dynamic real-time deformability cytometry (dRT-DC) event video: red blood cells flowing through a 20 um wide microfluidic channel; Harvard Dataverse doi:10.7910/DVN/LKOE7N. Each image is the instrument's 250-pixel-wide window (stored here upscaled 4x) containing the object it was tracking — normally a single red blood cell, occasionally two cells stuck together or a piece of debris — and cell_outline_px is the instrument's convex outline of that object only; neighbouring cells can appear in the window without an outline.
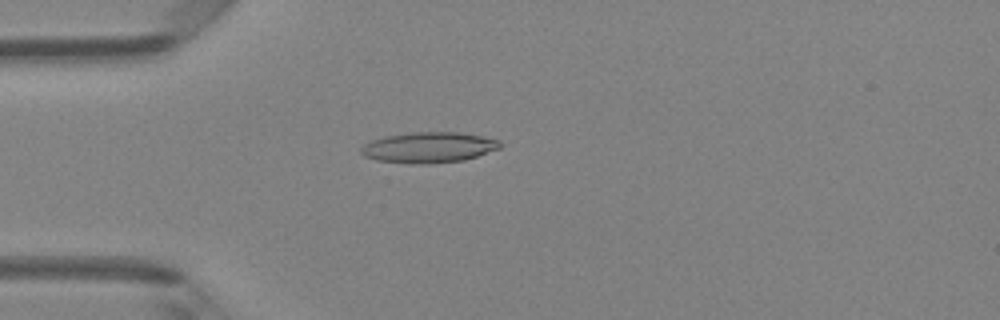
{"species": "Egyptian fruit bat (a non-hibernating species)", "species_latin": "Rousettus aegyptiacus", "temperature_condition": "room temperature", "stored_images_in_passage": 2, "camera_frame_rate_fps": 3000, "um_per_image_px": 0.085, "animal": {"sex": "female"}, "frame": {"image": 1, "passage_image": 1, "time_ms": 0.0, "image_size_px": [1000, 320], "cell_outline_px": [[500, 148], [464, 160], [428, 164], [408, 164], [376, 160], [364, 156], [360, 152], [360, 148], [364, 144], [372, 140], [388, 136], [412, 132], [460, 132], [484, 136], [500, 140]], "centroid_in_image_um": [36.43, 12.53], "position_along_channel_um": 48.6, "area_um2": 24.91}}